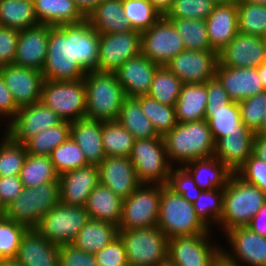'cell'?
<instances>
[{"mask_svg": "<svg viewBox=\"0 0 266 266\" xmlns=\"http://www.w3.org/2000/svg\"><path fill=\"white\" fill-rule=\"evenodd\" d=\"M99 33L87 20L78 24L49 26L44 80L83 79L87 71H98Z\"/></svg>", "mask_w": 266, "mask_h": 266, "instance_id": "6da1fadb", "label": "cell"}, {"mask_svg": "<svg viewBox=\"0 0 266 266\" xmlns=\"http://www.w3.org/2000/svg\"><path fill=\"white\" fill-rule=\"evenodd\" d=\"M168 161L172 166L214 156L215 141L205 119L177 125L164 137Z\"/></svg>", "mask_w": 266, "mask_h": 266, "instance_id": "7a4b0ae2", "label": "cell"}, {"mask_svg": "<svg viewBox=\"0 0 266 266\" xmlns=\"http://www.w3.org/2000/svg\"><path fill=\"white\" fill-rule=\"evenodd\" d=\"M83 80L86 87L85 118L117 121L127 97L115 72L87 71Z\"/></svg>", "mask_w": 266, "mask_h": 266, "instance_id": "3957f363", "label": "cell"}, {"mask_svg": "<svg viewBox=\"0 0 266 266\" xmlns=\"http://www.w3.org/2000/svg\"><path fill=\"white\" fill-rule=\"evenodd\" d=\"M265 203L266 196L261 189L233 173L224 187L223 214L219 223L222 232L247 226Z\"/></svg>", "mask_w": 266, "mask_h": 266, "instance_id": "277c9868", "label": "cell"}, {"mask_svg": "<svg viewBox=\"0 0 266 266\" xmlns=\"http://www.w3.org/2000/svg\"><path fill=\"white\" fill-rule=\"evenodd\" d=\"M157 227L168 239L176 236H196L210 231L197 217L193 204L167 185L161 186Z\"/></svg>", "mask_w": 266, "mask_h": 266, "instance_id": "5b68a950", "label": "cell"}, {"mask_svg": "<svg viewBox=\"0 0 266 266\" xmlns=\"http://www.w3.org/2000/svg\"><path fill=\"white\" fill-rule=\"evenodd\" d=\"M60 203V182L50 181L36 187H24L3 211L8 219L35 228L43 216Z\"/></svg>", "mask_w": 266, "mask_h": 266, "instance_id": "8992f818", "label": "cell"}, {"mask_svg": "<svg viewBox=\"0 0 266 266\" xmlns=\"http://www.w3.org/2000/svg\"><path fill=\"white\" fill-rule=\"evenodd\" d=\"M128 266H156L168 258V238L157 227L119 230Z\"/></svg>", "mask_w": 266, "mask_h": 266, "instance_id": "52a82bcc", "label": "cell"}, {"mask_svg": "<svg viewBox=\"0 0 266 266\" xmlns=\"http://www.w3.org/2000/svg\"><path fill=\"white\" fill-rule=\"evenodd\" d=\"M129 159L141 184H167L173 166L163 137L135 140Z\"/></svg>", "mask_w": 266, "mask_h": 266, "instance_id": "ba28073f", "label": "cell"}, {"mask_svg": "<svg viewBox=\"0 0 266 266\" xmlns=\"http://www.w3.org/2000/svg\"><path fill=\"white\" fill-rule=\"evenodd\" d=\"M40 101L62 120L73 122L85 118L86 87L84 80H44Z\"/></svg>", "mask_w": 266, "mask_h": 266, "instance_id": "9c48e42d", "label": "cell"}, {"mask_svg": "<svg viewBox=\"0 0 266 266\" xmlns=\"http://www.w3.org/2000/svg\"><path fill=\"white\" fill-rule=\"evenodd\" d=\"M160 184H141L123 200L118 230L157 226L161 200Z\"/></svg>", "mask_w": 266, "mask_h": 266, "instance_id": "30bf717a", "label": "cell"}, {"mask_svg": "<svg viewBox=\"0 0 266 266\" xmlns=\"http://www.w3.org/2000/svg\"><path fill=\"white\" fill-rule=\"evenodd\" d=\"M90 217L85 206H67L62 203L47 212L35 229L57 246L71 244Z\"/></svg>", "mask_w": 266, "mask_h": 266, "instance_id": "8fae6325", "label": "cell"}, {"mask_svg": "<svg viewBox=\"0 0 266 266\" xmlns=\"http://www.w3.org/2000/svg\"><path fill=\"white\" fill-rule=\"evenodd\" d=\"M183 50V39L165 16L141 33V53L159 66H165Z\"/></svg>", "mask_w": 266, "mask_h": 266, "instance_id": "7c38bea8", "label": "cell"}, {"mask_svg": "<svg viewBox=\"0 0 266 266\" xmlns=\"http://www.w3.org/2000/svg\"><path fill=\"white\" fill-rule=\"evenodd\" d=\"M211 233L168 239V258L177 266H211L222 252V247L209 240Z\"/></svg>", "mask_w": 266, "mask_h": 266, "instance_id": "4fadbf2b", "label": "cell"}, {"mask_svg": "<svg viewBox=\"0 0 266 266\" xmlns=\"http://www.w3.org/2000/svg\"><path fill=\"white\" fill-rule=\"evenodd\" d=\"M141 53V32L99 34L98 71L115 72L128 59Z\"/></svg>", "mask_w": 266, "mask_h": 266, "instance_id": "5bb4252c", "label": "cell"}, {"mask_svg": "<svg viewBox=\"0 0 266 266\" xmlns=\"http://www.w3.org/2000/svg\"><path fill=\"white\" fill-rule=\"evenodd\" d=\"M63 120L41 101L20 107L16 117L6 124V133L17 143L25 144L42 131Z\"/></svg>", "mask_w": 266, "mask_h": 266, "instance_id": "9a60e30c", "label": "cell"}, {"mask_svg": "<svg viewBox=\"0 0 266 266\" xmlns=\"http://www.w3.org/2000/svg\"><path fill=\"white\" fill-rule=\"evenodd\" d=\"M218 63V52L215 50H183L165 67L183 83L201 84L215 77Z\"/></svg>", "mask_w": 266, "mask_h": 266, "instance_id": "2e32d148", "label": "cell"}, {"mask_svg": "<svg viewBox=\"0 0 266 266\" xmlns=\"http://www.w3.org/2000/svg\"><path fill=\"white\" fill-rule=\"evenodd\" d=\"M224 236L231 250L228 252L222 246V253L229 260L239 266H266V237L252 232L246 226L234 227L226 231Z\"/></svg>", "mask_w": 266, "mask_h": 266, "instance_id": "e0dca14e", "label": "cell"}, {"mask_svg": "<svg viewBox=\"0 0 266 266\" xmlns=\"http://www.w3.org/2000/svg\"><path fill=\"white\" fill-rule=\"evenodd\" d=\"M0 73L19 108L40 101L44 82L42 72L9 64L1 66Z\"/></svg>", "mask_w": 266, "mask_h": 266, "instance_id": "ac0fdd59", "label": "cell"}, {"mask_svg": "<svg viewBox=\"0 0 266 266\" xmlns=\"http://www.w3.org/2000/svg\"><path fill=\"white\" fill-rule=\"evenodd\" d=\"M219 64L233 68H258L266 61V49L261 37L240 32L218 52Z\"/></svg>", "mask_w": 266, "mask_h": 266, "instance_id": "d6986e66", "label": "cell"}, {"mask_svg": "<svg viewBox=\"0 0 266 266\" xmlns=\"http://www.w3.org/2000/svg\"><path fill=\"white\" fill-rule=\"evenodd\" d=\"M97 166L100 184L122 200L141 185L129 157L106 156Z\"/></svg>", "mask_w": 266, "mask_h": 266, "instance_id": "ffe728a7", "label": "cell"}, {"mask_svg": "<svg viewBox=\"0 0 266 266\" xmlns=\"http://www.w3.org/2000/svg\"><path fill=\"white\" fill-rule=\"evenodd\" d=\"M49 40V25L39 24L19 30L13 64L42 71Z\"/></svg>", "mask_w": 266, "mask_h": 266, "instance_id": "44dd1931", "label": "cell"}, {"mask_svg": "<svg viewBox=\"0 0 266 266\" xmlns=\"http://www.w3.org/2000/svg\"><path fill=\"white\" fill-rule=\"evenodd\" d=\"M60 203L67 206H85L94 188L100 183L97 165L67 171L59 175Z\"/></svg>", "mask_w": 266, "mask_h": 266, "instance_id": "7402d4cb", "label": "cell"}, {"mask_svg": "<svg viewBox=\"0 0 266 266\" xmlns=\"http://www.w3.org/2000/svg\"><path fill=\"white\" fill-rule=\"evenodd\" d=\"M159 65L140 53L128 59L116 71L119 84L124 89L126 97L147 95Z\"/></svg>", "mask_w": 266, "mask_h": 266, "instance_id": "603a6c76", "label": "cell"}, {"mask_svg": "<svg viewBox=\"0 0 266 266\" xmlns=\"http://www.w3.org/2000/svg\"><path fill=\"white\" fill-rule=\"evenodd\" d=\"M215 77L226 90L229 99L234 102L265 91L257 68H233L218 63Z\"/></svg>", "mask_w": 266, "mask_h": 266, "instance_id": "cb8c5ba5", "label": "cell"}, {"mask_svg": "<svg viewBox=\"0 0 266 266\" xmlns=\"http://www.w3.org/2000/svg\"><path fill=\"white\" fill-rule=\"evenodd\" d=\"M14 260L20 266H59V246L30 228L23 236Z\"/></svg>", "mask_w": 266, "mask_h": 266, "instance_id": "d4e9b609", "label": "cell"}, {"mask_svg": "<svg viewBox=\"0 0 266 266\" xmlns=\"http://www.w3.org/2000/svg\"><path fill=\"white\" fill-rule=\"evenodd\" d=\"M211 47L220 52L238 33V5H215L205 20Z\"/></svg>", "mask_w": 266, "mask_h": 266, "instance_id": "484cf974", "label": "cell"}, {"mask_svg": "<svg viewBox=\"0 0 266 266\" xmlns=\"http://www.w3.org/2000/svg\"><path fill=\"white\" fill-rule=\"evenodd\" d=\"M255 132H233L215 143L214 157L235 173L253 154Z\"/></svg>", "mask_w": 266, "mask_h": 266, "instance_id": "4316f807", "label": "cell"}, {"mask_svg": "<svg viewBox=\"0 0 266 266\" xmlns=\"http://www.w3.org/2000/svg\"><path fill=\"white\" fill-rule=\"evenodd\" d=\"M70 136L84 152L89 164L98 165L106 157L102 144V121L88 118L73 121Z\"/></svg>", "mask_w": 266, "mask_h": 266, "instance_id": "83f0119b", "label": "cell"}, {"mask_svg": "<svg viewBox=\"0 0 266 266\" xmlns=\"http://www.w3.org/2000/svg\"><path fill=\"white\" fill-rule=\"evenodd\" d=\"M99 34L122 33L133 30L125 17L119 0H102L86 17Z\"/></svg>", "mask_w": 266, "mask_h": 266, "instance_id": "f1b7e54d", "label": "cell"}, {"mask_svg": "<svg viewBox=\"0 0 266 266\" xmlns=\"http://www.w3.org/2000/svg\"><path fill=\"white\" fill-rule=\"evenodd\" d=\"M35 15L41 24L60 26L86 20L73 0H33Z\"/></svg>", "mask_w": 266, "mask_h": 266, "instance_id": "f546056e", "label": "cell"}, {"mask_svg": "<svg viewBox=\"0 0 266 266\" xmlns=\"http://www.w3.org/2000/svg\"><path fill=\"white\" fill-rule=\"evenodd\" d=\"M123 200L108 187L98 184L89 195L85 208L90 219L119 226Z\"/></svg>", "mask_w": 266, "mask_h": 266, "instance_id": "4dcf8cb0", "label": "cell"}, {"mask_svg": "<svg viewBox=\"0 0 266 266\" xmlns=\"http://www.w3.org/2000/svg\"><path fill=\"white\" fill-rule=\"evenodd\" d=\"M202 190L224 188L233 174L216 157L197 159L183 165Z\"/></svg>", "mask_w": 266, "mask_h": 266, "instance_id": "1f68e13d", "label": "cell"}, {"mask_svg": "<svg viewBox=\"0 0 266 266\" xmlns=\"http://www.w3.org/2000/svg\"><path fill=\"white\" fill-rule=\"evenodd\" d=\"M207 82L201 84L183 83L175 105L179 123L193 122L205 118L207 105Z\"/></svg>", "mask_w": 266, "mask_h": 266, "instance_id": "d6a6232c", "label": "cell"}, {"mask_svg": "<svg viewBox=\"0 0 266 266\" xmlns=\"http://www.w3.org/2000/svg\"><path fill=\"white\" fill-rule=\"evenodd\" d=\"M215 143L233 132H253L241 120L238 102L232 101L225 107L206 108L205 118Z\"/></svg>", "mask_w": 266, "mask_h": 266, "instance_id": "836d02e7", "label": "cell"}, {"mask_svg": "<svg viewBox=\"0 0 266 266\" xmlns=\"http://www.w3.org/2000/svg\"><path fill=\"white\" fill-rule=\"evenodd\" d=\"M118 232V226L115 224L89 219L71 244L88 253L95 254L115 239Z\"/></svg>", "mask_w": 266, "mask_h": 266, "instance_id": "e575fe53", "label": "cell"}, {"mask_svg": "<svg viewBox=\"0 0 266 266\" xmlns=\"http://www.w3.org/2000/svg\"><path fill=\"white\" fill-rule=\"evenodd\" d=\"M39 24L33 0H0V27L23 30Z\"/></svg>", "mask_w": 266, "mask_h": 266, "instance_id": "d590c367", "label": "cell"}, {"mask_svg": "<svg viewBox=\"0 0 266 266\" xmlns=\"http://www.w3.org/2000/svg\"><path fill=\"white\" fill-rule=\"evenodd\" d=\"M117 121L133 135L135 140L159 137L152 122L144 115L134 97H127L124 100Z\"/></svg>", "mask_w": 266, "mask_h": 266, "instance_id": "8d00e7d4", "label": "cell"}, {"mask_svg": "<svg viewBox=\"0 0 266 266\" xmlns=\"http://www.w3.org/2000/svg\"><path fill=\"white\" fill-rule=\"evenodd\" d=\"M134 98L139 102L144 115L152 122L158 136L164 137L177 125L175 106L160 103L148 95Z\"/></svg>", "mask_w": 266, "mask_h": 266, "instance_id": "74e56055", "label": "cell"}, {"mask_svg": "<svg viewBox=\"0 0 266 266\" xmlns=\"http://www.w3.org/2000/svg\"><path fill=\"white\" fill-rule=\"evenodd\" d=\"M133 135L118 121H102V144L106 156L129 157Z\"/></svg>", "mask_w": 266, "mask_h": 266, "instance_id": "f35d334b", "label": "cell"}, {"mask_svg": "<svg viewBox=\"0 0 266 266\" xmlns=\"http://www.w3.org/2000/svg\"><path fill=\"white\" fill-rule=\"evenodd\" d=\"M19 176L24 187H36L46 182L59 181V175L50 156L27 154Z\"/></svg>", "mask_w": 266, "mask_h": 266, "instance_id": "ab89813d", "label": "cell"}, {"mask_svg": "<svg viewBox=\"0 0 266 266\" xmlns=\"http://www.w3.org/2000/svg\"><path fill=\"white\" fill-rule=\"evenodd\" d=\"M183 39L186 50L205 51L214 50L207 33L205 20L167 18Z\"/></svg>", "mask_w": 266, "mask_h": 266, "instance_id": "60d3db41", "label": "cell"}, {"mask_svg": "<svg viewBox=\"0 0 266 266\" xmlns=\"http://www.w3.org/2000/svg\"><path fill=\"white\" fill-rule=\"evenodd\" d=\"M71 122L63 120L56 126L42 131L29 139L25 148L30 155L50 156L51 152L70 137Z\"/></svg>", "mask_w": 266, "mask_h": 266, "instance_id": "b9f144b4", "label": "cell"}, {"mask_svg": "<svg viewBox=\"0 0 266 266\" xmlns=\"http://www.w3.org/2000/svg\"><path fill=\"white\" fill-rule=\"evenodd\" d=\"M183 82L165 66H159L148 96L156 99L160 103L175 106L182 89Z\"/></svg>", "mask_w": 266, "mask_h": 266, "instance_id": "7bdbcfd3", "label": "cell"}, {"mask_svg": "<svg viewBox=\"0 0 266 266\" xmlns=\"http://www.w3.org/2000/svg\"><path fill=\"white\" fill-rule=\"evenodd\" d=\"M224 188L202 190L193 203L197 217L209 229L212 223H220L223 214ZM211 227V229H210Z\"/></svg>", "mask_w": 266, "mask_h": 266, "instance_id": "ee69618b", "label": "cell"}, {"mask_svg": "<svg viewBox=\"0 0 266 266\" xmlns=\"http://www.w3.org/2000/svg\"><path fill=\"white\" fill-rule=\"evenodd\" d=\"M0 140V177L19 175L27 156L23 144L15 142L7 133Z\"/></svg>", "mask_w": 266, "mask_h": 266, "instance_id": "f6af8a7d", "label": "cell"}, {"mask_svg": "<svg viewBox=\"0 0 266 266\" xmlns=\"http://www.w3.org/2000/svg\"><path fill=\"white\" fill-rule=\"evenodd\" d=\"M50 159L58 175L89 165L71 136L51 152Z\"/></svg>", "mask_w": 266, "mask_h": 266, "instance_id": "bcb514c9", "label": "cell"}, {"mask_svg": "<svg viewBox=\"0 0 266 266\" xmlns=\"http://www.w3.org/2000/svg\"><path fill=\"white\" fill-rule=\"evenodd\" d=\"M238 32L263 37L266 35V6L252 3H237Z\"/></svg>", "mask_w": 266, "mask_h": 266, "instance_id": "7dc6e473", "label": "cell"}, {"mask_svg": "<svg viewBox=\"0 0 266 266\" xmlns=\"http://www.w3.org/2000/svg\"><path fill=\"white\" fill-rule=\"evenodd\" d=\"M122 4L131 28L141 33L162 17L149 0H127Z\"/></svg>", "mask_w": 266, "mask_h": 266, "instance_id": "c3c4849f", "label": "cell"}, {"mask_svg": "<svg viewBox=\"0 0 266 266\" xmlns=\"http://www.w3.org/2000/svg\"><path fill=\"white\" fill-rule=\"evenodd\" d=\"M28 229L24 224L0 216V260L16 258L20 242Z\"/></svg>", "mask_w": 266, "mask_h": 266, "instance_id": "681fc988", "label": "cell"}, {"mask_svg": "<svg viewBox=\"0 0 266 266\" xmlns=\"http://www.w3.org/2000/svg\"><path fill=\"white\" fill-rule=\"evenodd\" d=\"M215 5L210 0H174L165 17L206 20Z\"/></svg>", "mask_w": 266, "mask_h": 266, "instance_id": "f907efd6", "label": "cell"}, {"mask_svg": "<svg viewBox=\"0 0 266 266\" xmlns=\"http://www.w3.org/2000/svg\"><path fill=\"white\" fill-rule=\"evenodd\" d=\"M241 120L253 132H257L261 126L266 110V91L257 93L252 97L238 102Z\"/></svg>", "mask_w": 266, "mask_h": 266, "instance_id": "816d5d0a", "label": "cell"}, {"mask_svg": "<svg viewBox=\"0 0 266 266\" xmlns=\"http://www.w3.org/2000/svg\"><path fill=\"white\" fill-rule=\"evenodd\" d=\"M173 166L169 175L167 186L176 194H180L189 203H194L202 189L193 180L191 174L183 166Z\"/></svg>", "mask_w": 266, "mask_h": 266, "instance_id": "f5cc1de1", "label": "cell"}, {"mask_svg": "<svg viewBox=\"0 0 266 266\" xmlns=\"http://www.w3.org/2000/svg\"><path fill=\"white\" fill-rule=\"evenodd\" d=\"M235 174L244 182L257 186L266 196V162L251 154Z\"/></svg>", "mask_w": 266, "mask_h": 266, "instance_id": "db71d44e", "label": "cell"}, {"mask_svg": "<svg viewBox=\"0 0 266 266\" xmlns=\"http://www.w3.org/2000/svg\"><path fill=\"white\" fill-rule=\"evenodd\" d=\"M94 256L98 266H128L125 246L119 235Z\"/></svg>", "mask_w": 266, "mask_h": 266, "instance_id": "11a10c76", "label": "cell"}, {"mask_svg": "<svg viewBox=\"0 0 266 266\" xmlns=\"http://www.w3.org/2000/svg\"><path fill=\"white\" fill-rule=\"evenodd\" d=\"M59 266H98L94 254L73 244L59 246Z\"/></svg>", "mask_w": 266, "mask_h": 266, "instance_id": "9f6ffc18", "label": "cell"}, {"mask_svg": "<svg viewBox=\"0 0 266 266\" xmlns=\"http://www.w3.org/2000/svg\"><path fill=\"white\" fill-rule=\"evenodd\" d=\"M19 30L0 27V67L13 64Z\"/></svg>", "mask_w": 266, "mask_h": 266, "instance_id": "6f0895ef", "label": "cell"}, {"mask_svg": "<svg viewBox=\"0 0 266 266\" xmlns=\"http://www.w3.org/2000/svg\"><path fill=\"white\" fill-rule=\"evenodd\" d=\"M23 188L19 175L0 177V208L4 211Z\"/></svg>", "mask_w": 266, "mask_h": 266, "instance_id": "680465c9", "label": "cell"}, {"mask_svg": "<svg viewBox=\"0 0 266 266\" xmlns=\"http://www.w3.org/2000/svg\"><path fill=\"white\" fill-rule=\"evenodd\" d=\"M207 94L206 108L225 107L232 102L216 77L207 81Z\"/></svg>", "mask_w": 266, "mask_h": 266, "instance_id": "91938a15", "label": "cell"}, {"mask_svg": "<svg viewBox=\"0 0 266 266\" xmlns=\"http://www.w3.org/2000/svg\"><path fill=\"white\" fill-rule=\"evenodd\" d=\"M19 107L15 104L10 90L5 85L4 79L0 73V120L5 118L9 124L17 114Z\"/></svg>", "mask_w": 266, "mask_h": 266, "instance_id": "94428289", "label": "cell"}, {"mask_svg": "<svg viewBox=\"0 0 266 266\" xmlns=\"http://www.w3.org/2000/svg\"><path fill=\"white\" fill-rule=\"evenodd\" d=\"M246 227L252 232L266 237V203L259 209Z\"/></svg>", "mask_w": 266, "mask_h": 266, "instance_id": "6125c7cd", "label": "cell"}, {"mask_svg": "<svg viewBox=\"0 0 266 266\" xmlns=\"http://www.w3.org/2000/svg\"><path fill=\"white\" fill-rule=\"evenodd\" d=\"M253 155L266 162V137L256 134L253 142Z\"/></svg>", "mask_w": 266, "mask_h": 266, "instance_id": "be15d7a7", "label": "cell"}, {"mask_svg": "<svg viewBox=\"0 0 266 266\" xmlns=\"http://www.w3.org/2000/svg\"><path fill=\"white\" fill-rule=\"evenodd\" d=\"M80 11L87 15L102 1V0H73Z\"/></svg>", "mask_w": 266, "mask_h": 266, "instance_id": "e7e4bbea", "label": "cell"}, {"mask_svg": "<svg viewBox=\"0 0 266 266\" xmlns=\"http://www.w3.org/2000/svg\"><path fill=\"white\" fill-rule=\"evenodd\" d=\"M154 8L162 15L166 16L170 11L174 0H149Z\"/></svg>", "mask_w": 266, "mask_h": 266, "instance_id": "03108f58", "label": "cell"}, {"mask_svg": "<svg viewBox=\"0 0 266 266\" xmlns=\"http://www.w3.org/2000/svg\"><path fill=\"white\" fill-rule=\"evenodd\" d=\"M211 266H239L237 263L229 260L222 252L213 261Z\"/></svg>", "mask_w": 266, "mask_h": 266, "instance_id": "003e7915", "label": "cell"}, {"mask_svg": "<svg viewBox=\"0 0 266 266\" xmlns=\"http://www.w3.org/2000/svg\"><path fill=\"white\" fill-rule=\"evenodd\" d=\"M258 75L263 83L264 90L266 91V61L262 63L258 68Z\"/></svg>", "mask_w": 266, "mask_h": 266, "instance_id": "a7ac6f4b", "label": "cell"}, {"mask_svg": "<svg viewBox=\"0 0 266 266\" xmlns=\"http://www.w3.org/2000/svg\"><path fill=\"white\" fill-rule=\"evenodd\" d=\"M256 134L262 135L266 137V110H265V115L262 121V126L261 128L256 132Z\"/></svg>", "mask_w": 266, "mask_h": 266, "instance_id": "89a4df30", "label": "cell"}, {"mask_svg": "<svg viewBox=\"0 0 266 266\" xmlns=\"http://www.w3.org/2000/svg\"><path fill=\"white\" fill-rule=\"evenodd\" d=\"M236 3H252L266 6V0H236Z\"/></svg>", "mask_w": 266, "mask_h": 266, "instance_id": "2644e50d", "label": "cell"}, {"mask_svg": "<svg viewBox=\"0 0 266 266\" xmlns=\"http://www.w3.org/2000/svg\"><path fill=\"white\" fill-rule=\"evenodd\" d=\"M0 266H20L14 259L0 260Z\"/></svg>", "mask_w": 266, "mask_h": 266, "instance_id": "8c879c8a", "label": "cell"}, {"mask_svg": "<svg viewBox=\"0 0 266 266\" xmlns=\"http://www.w3.org/2000/svg\"><path fill=\"white\" fill-rule=\"evenodd\" d=\"M156 266H177L175 263H173L169 258L162 261L161 263L157 264Z\"/></svg>", "mask_w": 266, "mask_h": 266, "instance_id": "753ad0ef", "label": "cell"}, {"mask_svg": "<svg viewBox=\"0 0 266 266\" xmlns=\"http://www.w3.org/2000/svg\"><path fill=\"white\" fill-rule=\"evenodd\" d=\"M214 4L219 5V4H230L236 2V0H210Z\"/></svg>", "mask_w": 266, "mask_h": 266, "instance_id": "34e18365", "label": "cell"}, {"mask_svg": "<svg viewBox=\"0 0 266 266\" xmlns=\"http://www.w3.org/2000/svg\"><path fill=\"white\" fill-rule=\"evenodd\" d=\"M262 39H263V41H264V45H265V49H266V35H264V36L262 37Z\"/></svg>", "mask_w": 266, "mask_h": 266, "instance_id": "11e5206c", "label": "cell"}, {"mask_svg": "<svg viewBox=\"0 0 266 266\" xmlns=\"http://www.w3.org/2000/svg\"><path fill=\"white\" fill-rule=\"evenodd\" d=\"M3 215V210L0 208V216Z\"/></svg>", "mask_w": 266, "mask_h": 266, "instance_id": "2a66077c", "label": "cell"}]
</instances>
